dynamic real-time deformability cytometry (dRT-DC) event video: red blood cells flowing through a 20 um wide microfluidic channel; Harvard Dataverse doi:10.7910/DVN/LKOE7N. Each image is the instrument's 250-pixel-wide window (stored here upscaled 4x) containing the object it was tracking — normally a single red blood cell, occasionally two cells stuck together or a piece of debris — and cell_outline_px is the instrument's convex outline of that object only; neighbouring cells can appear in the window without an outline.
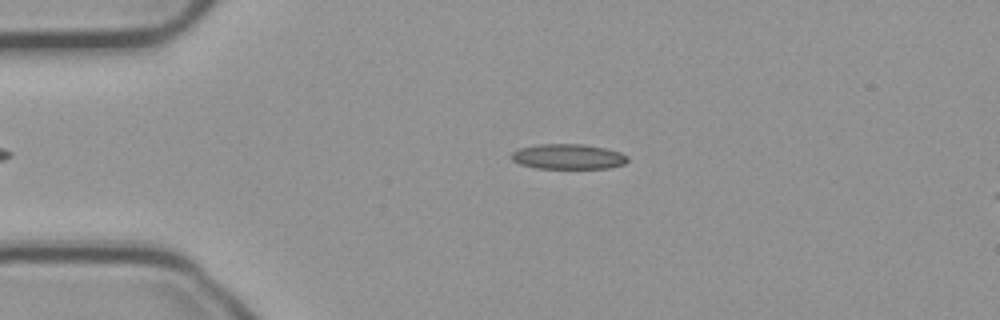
{"species": "common noctule bat (a hibernating species)", "species_latin": "Nyctalus noctula", "temperature_condition": "cold", "stored_images_in_passage": 15, "camera_frame_rate_fps": 3000, "um_per_image_px": 0.085, "animal": {"sex": "male", "body_mass_g": 23.1, "forearm_length_mm": 52.7}, "frame": {"image": 1, "passage_image": 13, "time_ms": 4.0, "image_size_px": [1000, 320], "cell_outline_px": [[628, 160], [624, 164], [608, 168], [536, 168], [520, 164], [512, 160], [512, 152], [520, 148], [536, 144], [584, 144], [604, 148], [620, 152], [628, 156]], "centroid_in_image_um": [48.29, 13.31], "position_along_channel_um": 36.7, "area_um2": 16.99}}